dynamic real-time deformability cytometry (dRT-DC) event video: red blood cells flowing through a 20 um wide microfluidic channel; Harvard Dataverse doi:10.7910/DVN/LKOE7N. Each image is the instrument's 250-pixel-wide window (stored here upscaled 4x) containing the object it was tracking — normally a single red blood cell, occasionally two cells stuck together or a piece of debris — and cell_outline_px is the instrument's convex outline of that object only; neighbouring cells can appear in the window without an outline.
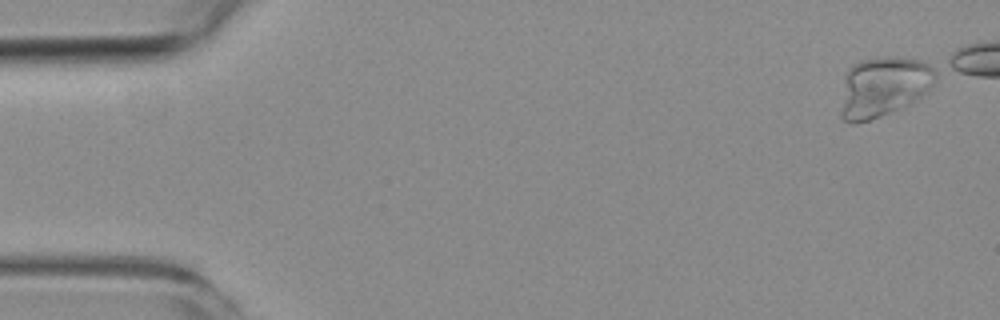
{"species": "common noctule bat (a hibernating species)", "species_latin": "Nyctalus noctula", "temperature_condition": "room temperature", "stored_images_in_passage": 11, "camera_frame_rate_fps": 3000, "um_per_image_px": 0.085, "animal": {"sex": "female", "body_mass_g": 19.3, "forearm_length_mm": 54.1}, "frame": {"image": 1, "passage_image": 1, "time_ms": 0.0, "image_size_px": [1000, 320], "cell_outline_px": [[936, 72], [932, 84], [920, 96], [900, 108], [868, 120], [856, 124], [852, 124], [844, 120], [840, 116], [848, 68], [864, 60], [888, 56], [916, 60], [928, 64], [936, 68]], "centroid_in_image_um": [75.08, 7.37], "position_along_channel_um": 9.9, "area_um2": 32.08}}
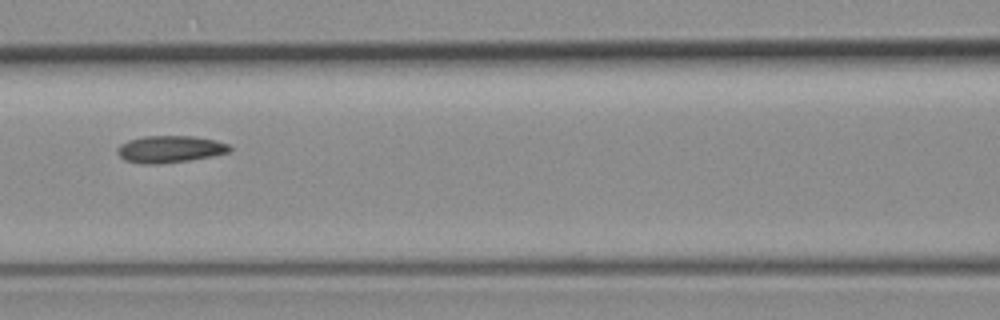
{"frame": {"image": 2, "passage_image": 8, "time_ms": 9.333, "image_size_px": [1000, 320], "cell_outline_px": [[232, 148], [228, 152], [212, 156], [188, 160], [156, 164], [144, 164], [124, 160], [116, 152], [116, 148], [120, 144], [128, 140], [144, 136], [192, 136], [216, 140], [228, 144]], "centroid_in_image_um": [14.41, 12.67], "position_along_channel_um": 152.2, "area_um2": 17.63}}
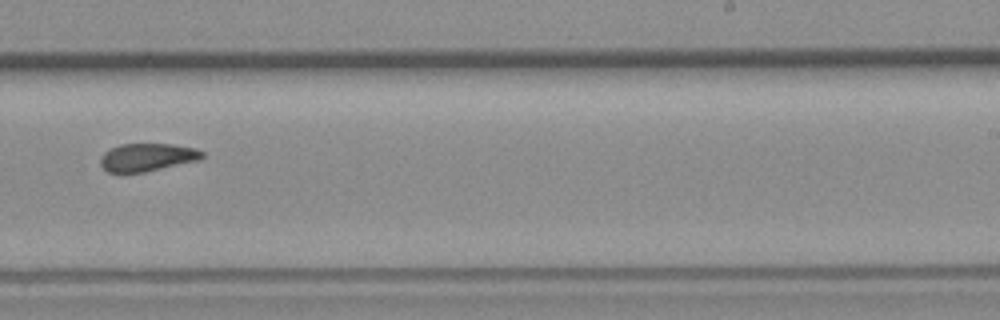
{"frame": {"image": 3, "passage_image": 11, "time_ms": 12.667, "image_size_px": [1000, 320], "cell_outline_px": [[204, 156], [200, 160], [144, 172], [108, 172], [100, 164], [100, 156], [104, 152], [120, 144], [172, 144], [196, 148], [204, 152]], "centroid_in_image_um": [12.53, 13.36], "position_along_channel_um": 276.5, "area_um2": 16.53}}